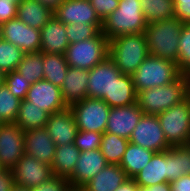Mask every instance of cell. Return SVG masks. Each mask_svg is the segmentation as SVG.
I'll use <instances>...</instances> for the list:
<instances>
[{"label":"cell","mask_w":190,"mask_h":191,"mask_svg":"<svg viewBox=\"0 0 190 191\" xmlns=\"http://www.w3.org/2000/svg\"><path fill=\"white\" fill-rule=\"evenodd\" d=\"M17 7L12 0H0V24H3L17 16Z\"/></svg>","instance_id":"42"},{"label":"cell","mask_w":190,"mask_h":191,"mask_svg":"<svg viewBox=\"0 0 190 191\" xmlns=\"http://www.w3.org/2000/svg\"><path fill=\"white\" fill-rule=\"evenodd\" d=\"M26 100L30 101L32 106L43 108L49 115L68 108L62 97L61 88L44 79L30 86Z\"/></svg>","instance_id":"14"},{"label":"cell","mask_w":190,"mask_h":191,"mask_svg":"<svg viewBox=\"0 0 190 191\" xmlns=\"http://www.w3.org/2000/svg\"><path fill=\"white\" fill-rule=\"evenodd\" d=\"M24 154V131L16 123H3L0 126V166L11 170Z\"/></svg>","instance_id":"11"},{"label":"cell","mask_w":190,"mask_h":191,"mask_svg":"<svg viewBox=\"0 0 190 191\" xmlns=\"http://www.w3.org/2000/svg\"><path fill=\"white\" fill-rule=\"evenodd\" d=\"M181 75L177 64L173 61L149 54L131 76L136 93H138L148 88L168 85Z\"/></svg>","instance_id":"5"},{"label":"cell","mask_w":190,"mask_h":191,"mask_svg":"<svg viewBox=\"0 0 190 191\" xmlns=\"http://www.w3.org/2000/svg\"><path fill=\"white\" fill-rule=\"evenodd\" d=\"M188 96V75L182 74L174 82L137 93V104L144 114L158 115L182 102Z\"/></svg>","instance_id":"4"},{"label":"cell","mask_w":190,"mask_h":191,"mask_svg":"<svg viewBox=\"0 0 190 191\" xmlns=\"http://www.w3.org/2000/svg\"><path fill=\"white\" fill-rule=\"evenodd\" d=\"M11 191H31V189L15 185Z\"/></svg>","instance_id":"50"},{"label":"cell","mask_w":190,"mask_h":191,"mask_svg":"<svg viewBox=\"0 0 190 191\" xmlns=\"http://www.w3.org/2000/svg\"><path fill=\"white\" fill-rule=\"evenodd\" d=\"M69 69L64 55L43 53V79L61 88Z\"/></svg>","instance_id":"30"},{"label":"cell","mask_w":190,"mask_h":191,"mask_svg":"<svg viewBox=\"0 0 190 191\" xmlns=\"http://www.w3.org/2000/svg\"><path fill=\"white\" fill-rule=\"evenodd\" d=\"M109 57L125 75H132L149 55L145 33L126 34L109 40Z\"/></svg>","instance_id":"1"},{"label":"cell","mask_w":190,"mask_h":191,"mask_svg":"<svg viewBox=\"0 0 190 191\" xmlns=\"http://www.w3.org/2000/svg\"><path fill=\"white\" fill-rule=\"evenodd\" d=\"M64 191H83L82 188L77 187V186H72V185H68Z\"/></svg>","instance_id":"49"},{"label":"cell","mask_w":190,"mask_h":191,"mask_svg":"<svg viewBox=\"0 0 190 191\" xmlns=\"http://www.w3.org/2000/svg\"><path fill=\"white\" fill-rule=\"evenodd\" d=\"M177 66L182 74L190 75V24H183L180 30Z\"/></svg>","instance_id":"37"},{"label":"cell","mask_w":190,"mask_h":191,"mask_svg":"<svg viewBox=\"0 0 190 191\" xmlns=\"http://www.w3.org/2000/svg\"><path fill=\"white\" fill-rule=\"evenodd\" d=\"M168 174L167 150L155 152L148 164L132 179L141 187L166 183Z\"/></svg>","instance_id":"21"},{"label":"cell","mask_w":190,"mask_h":191,"mask_svg":"<svg viewBox=\"0 0 190 191\" xmlns=\"http://www.w3.org/2000/svg\"><path fill=\"white\" fill-rule=\"evenodd\" d=\"M24 52L17 46L0 40V70L5 74L15 71L19 63L22 61Z\"/></svg>","instance_id":"35"},{"label":"cell","mask_w":190,"mask_h":191,"mask_svg":"<svg viewBox=\"0 0 190 191\" xmlns=\"http://www.w3.org/2000/svg\"><path fill=\"white\" fill-rule=\"evenodd\" d=\"M137 191H152V190H150L148 187L138 186V190Z\"/></svg>","instance_id":"52"},{"label":"cell","mask_w":190,"mask_h":191,"mask_svg":"<svg viewBox=\"0 0 190 191\" xmlns=\"http://www.w3.org/2000/svg\"><path fill=\"white\" fill-rule=\"evenodd\" d=\"M167 182H173L183 175L190 174V148L188 145L173 146L167 149Z\"/></svg>","instance_id":"27"},{"label":"cell","mask_w":190,"mask_h":191,"mask_svg":"<svg viewBox=\"0 0 190 191\" xmlns=\"http://www.w3.org/2000/svg\"><path fill=\"white\" fill-rule=\"evenodd\" d=\"M2 34H3V32H2V24H0V40L2 39Z\"/></svg>","instance_id":"54"},{"label":"cell","mask_w":190,"mask_h":191,"mask_svg":"<svg viewBox=\"0 0 190 191\" xmlns=\"http://www.w3.org/2000/svg\"><path fill=\"white\" fill-rule=\"evenodd\" d=\"M40 52L64 55L70 45L67 37L66 26L54 16L40 30Z\"/></svg>","instance_id":"20"},{"label":"cell","mask_w":190,"mask_h":191,"mask_svg":"<svg viewBox=\"0 0 190 191\" xmlns=\"http://www.w3.org/2000/svg\"><path fill=\"white\" fill-rule=\"evenodd\" d=\"M79 155L80 150L73 143L56 146L51 165L53 175L68 180L74 172Z\"/></svg>","instance_id":"25"},{"label":"cell","mask_w":190,"mask_h":191,"mask_svg":"<svg viewBox=\"0 0 190 191\" xmlns=\"http://www.w3.org/2000/svg\"><path fill=\"white\" fill-rule=\"evenodd\" d=\"M168 144L187 145L190 137V99L187 97L157 115Z\"/></svg>","instance_id":"7"},{"label":"cell","mask_w":190,"mask_h":191,"mask_svg":"<svg viewBox=\"0 0 190 191\" xmlns=\"http://www.w3.org/2000/svg\"><path fill=\"white\" fill-rule=\"evenodd\" d=\"M4 171V169L0 166V173H2Z\"/></svg>","instance_id":"57"},{"label":"cell","mask_w":190,"mask_h":191,"mask_svg":"<svg viewBox=\"0 0 190 191\" xmlns=\"http://www.w3.org/2000/svg\"><path fill=\"white\" fill-rule=\"evenodd\" d=\"M14 1L16 4H19L22 0H12Z\"/></svg>","instance_id":"55"},{"label":"cell","mask_w":190,"mask_h":191,"mask_svg":"<svg viewBox=\"0 0 190 191\" xmlns=\"http://www.w3.org/2000/svg\"><path fill=\"white\" fill-rule=\"evenodd\" d=\"M142 115L143 111L137 102L129 106L111 107L106 132L129 140Z\"/></svg>","instance_id":"16"},{"label":"cell","mask_w":190,"mask_h":191,"mask_svg":"<svg viewBox=\"0 0 190 191\" xmlns=\"http://www.w3.org/2000/svg\"><path fill=\"white\" fill-rule=\"evenodd\" d=\"M148 188L152 191H171L170 183H160L148 186Z\"/></svg>","instance_id":"47"},{"label":"cell","mask_w":190,"mask_h":191,"mask_svg":"<svg viewBox=\"0 0 190 191\" xmlns=\"http://www.w3.org/2000/svg\"><path fill=\"white\" fill-rule=\"evenodd\" d=\"M66 32L70 44L96 37L102 29V24H67Z\"/></svg>","instance_id":"36"},{"label":"cell","mask_w":190,"mask_h":191,"mask_svg":"<svg viewBox=\"0 0 190 191\" xmlns=\"http://www.w3.org/2000/svg\"><path fill=\"white\" fill-rule=\"evenodd\" d=\"M16 71L23 75L31 85L43 80V53H25Z\"/></svg>","instance_id":"33"},{"label":"cell","mask_w":190,"mask_h":191,"mask_svg":"<svg viewBox=\"0 0 190 191\" xmlns=\"http://www.w3.org/2000/svg\"><path fill=\"white\" fill-rule=\"evenodd\" d=\"M5 73L0 70V85L4 84L5 81Z\"/></svg>","instance_id":"51"},{"label":"cell","mask_w":190,"mask_h":191,"mask_svg":"<svg viewBox=\"0 0 190 191\" xmlns=\"http://www.w3.org/2000/svg\"><path fill=\"white\" fill-rule=\"evenodd\" d=\"M16 17L26 25L41 30L53 17V11L38 0H22Z\"/></svg>","instance_id":"24"},{"label":"cell","mask_w":190,"mask_h":191,"mask_svg":"<svg viewBox=\"0 0 190 191\" xmlns=\"http://www.w3.org/2000/svg\"><path fill=\"white\" fill-rule=\"evenodd\" d=\"M140 0H119L118 8L102 22L101 32L108 40L120 35L145 33L148 25Z\"/></svg>","instance_id":"3"},{"label":"cell","mask_w":190,"mask_h":191,"mask_svg":"<svg viewBox=\"0 0 190 191\" xmlns=\"http://www.w3.org/2000/svg\"><path fill=\"white\" fill-rule=\"evenodd\" d=\"M15 185L32 189L53 175L51 165L24 154L11 169Z\"/></svg>","instance_id":"12"},{"label":"cell","mask_w":190,"mask_h":191,"mask_svg":"<svg viewBox=\"0 0 190 191\" xmlns=\"http://www.w3.org/2000/svg\"><path fill=\"white\" fill-rule=\"evenodd\" d=\"M49 114L43 108L32 106L30 101L21 100L15 123L25 132L31 129L45 128Z\"/></svg>","instance_id":"29"},{"label":"cell","mask_w":190,"mask_h":191,"mask_svg":"<svg viewBox=\"0 0 190 191\" xmlns=\"http://www.w3.org/2000/svg\"><path fill=\"white\" fill-rule=\"evenodd\" d=\"M78 130L105 133L111 107L102 99L86 97L69 106Z\"/></svg>","instance_id":"8"},{"label":"cell","mask_w":190,"mask_h":191,"mask_svg":"<svg viewBox=\"0 0 190 191\" xmlns=\"http://www.w3.org/2000/svg\"><path fill=\"white\" fill-rule=\"evenodd\" d=\"M24 150L26 155L52 165L56 144L45 128L31 129L24 132Z\"/></svg>","instance_id":"18"},{"label":"cell","mask_w":190,"mask_h":191,"mask_svg":"<svg viewBox=\"0 0 190 191\" xmlns=\"http://www.w3.org/2000/svg\"><path fill=\"white\" fill-rule=\"evenodd\" d=\"M187 97L190 99V78H188V96Z\"/></svg>","instance_id":"53"},{"label":"cell","mask_w":190,"mask_h":191,"mask_svg":"<svg viewBox=\"0 0 190 191\" xmlns=\"http://www.w3.org/2000/svg\"><path fill=\"white\" fill-rule=\"evenodd\" d=\"M171 191H190V174L170 182Z\"/></svg>","instance_id":"45"},{"label":"cell","mask_w":190,"mask_h":191,"mask_svg":"<svg viewBox=\"0 0 190 191\" xmlns=\"http://www.w3.org/2000/svg\"><path fill=\"white\" fill-rule=\"evenodd\" d=\"M175 17L183 24H190V0H173Z\"/></svg>","instance_id":"43"},{"label":"cell","mask_w":190,"mask_h":191,"mask_svg":"<svg viewBox=\"0 0 190 191\" xmlns=\"http://www.w3.org/2000/svg\"><path fill=\"white\" fill-rule=\"evenodd\" d=\"M99 19L103 22L119 6V0H89Z\"/></svg>","instance_id":"40"},{"label":"cell","mask_w":190,"mask_h":191,"mask_svg":"<svg viewBox=\"0 0 190 191\" xmlns=\"http://www.w3.org/2000/svg\"><path fill=\"white\" fill-rule=\"evenodd\" d=\"M45 129L56 146L74 143L78 132L75 118L69 107L49 116Z\"/></svg>","instance_id":"19"},{"label":"cell","mask_w":190,"mask_h":191,"mask_svg":"<svg viewBox=\"0 0 190 191\" xmlns=\"http://www.w3.org/2000/svg\"><path fill=\"white\" fill-rule=\"evenodd\" d=\"M129 140L116 134L105 132L102 134L100 150L108 164L119 165Z\"/></svg>","instance_id":"32"},{"label":"cell","mask_w":190,"mask_h":191,"mask_svg":"<svg viewBox=\"0 0 190 191\" xmlns=\"http://www.w3.org/2000/svg\"><path fill=\"white\" fill-rule=\"evenodd\" d=\"M4 83L14 96L18 97L20 100L26 99L31 84L23 75L19 74L16 70L8 72L5 75Z\"/></svg>","instance_id":"38"},{"label":"cell","mask_w":190,"mask_h":191,"mask_svg":"<svg viewBox=\"0 0 190 191\" xmlns=\"http://www.w3.org/2000/svg\"><path fill=\"white\" fill-rule=\"evenodd\" d=\"M102 133L95 131L78 130L74 139V145L80 152L100 149Z\"/></svg>","instance_id":"39"},{"label":"cell","mask_w":190,"mask_h":191,"mask_svg":"<svg viewBox=\"0 0 190 191\" xmlns=\"http://www.w3.org/2000/svg\"><path fill=\"white\" fill-rule=\"evenodd\" d=\"M129 179L119 165L107 164L82 189L83 191H115Z\"/></svg>","instance_id":"23"},{"label":"cell","mask_w":190,"mask_h":191,"mask_svg":"<svg viewBox=\"0 0 190 191\" xmlns=\"http://www.w3.org/2000/svg\"><path fill=\"white\" fill-rule=\"evenodd\" d=\"M187 145H188V147L190 148V137H189V140H188Z\"/></svg>","instance_id":"56"},{"label":"cell","mask_w":190,"mask_h":191,"mask_svg":"<svg viewBox=\"0 0 190 191\" xmlns=\"http://www.w3.org/2000/svg\"><path fill=\"white\" fill-rule=\"evenodd\" d=\"M2 32L3 40L19 47L24 53L40 52V30L26 25L17 17L3 23Z\"/></svg>","instance_id":"13"},{"label":"cell","mask_w":190,"mask_h":191,"mask_svg":"<svg viewBox=\"0 0 190 191\" xmlns=\"http://www.w3.org/2000/svg\"><path fill=\"white\" fill-rule=\"evenodd\" d=\"M110 107L129 106L137 102V93L131 75L121 74L112 87V99H102Z\"/></svg>","instance_id":"28"},{"label":"cell","mask_w":190,"mask_h":191,"mask_svg":"<svg viewBox=\"0 0 190 191\" xmlns=\"http://www.w3.org/2000/svg\"><path fill=\"white\" fill-rule=\"evenodd\" d=\"M88 70L70 67L61 87L62 97L69 107L87 97Z\"/></svg>","instance_id":"22"},{"label":"cell","mask_w":190,"mask_h":191,"mask_svg":"<svg viewBox=\"0 0 190 191\" xmlns=\"http://www.w3.org/2000/svg\"><path fill=\"white\" fill-rule=\"evenodd\" d=\"M45 6L49 7L52 11H54L62 1L64 0H38Z\"/></svg>","instance_id":"48"},{"label":"cell","mask_w":190,"mask_h":191,"mask_svg":"<svg viewBox=\"0 0 190 191\" xmlns=\"http://www.w3.org/2000/svg\"><path fill=\"white\" fill-rule=\"evenodd\" d=\"M109 40L100 32L96 37L70 44L64 54L68 66L90 70L109 56Z\"/></svg>","instance_id":"6"},{"label":"cell","mask_w":190,"mask_h":191,"mask_svg":"<svg viewBox=\"0 0 190 191\" xmlns=\"http://www.w3.org/2000/svg\"><path fill=\"white\" fill-rule=\"evenodd\" d=\"M107 164L100 149L80 152L74 172L68 179L69 185L82 188Z\"/></svg>","instance_id":"17"},{"label":"cell","mask_w":190,"mask_h":191,"mask_svg":"<svg viewBox=\"0 0 190 191\" xmlns=\"http://www.w3.org/2000/svg\"><path fill=\"white\" fill-rule=\"evenodd\" d=\"M63 24H102L89 0H64L53 11Z\"/></svg>","instance_id":"15"},{"label":"cell","mask_w":190,"mask_h":191,"mask_svg":"<svg viewBox=\"0 0 190 191\" xmlns=\"http://www.w3.org/2000/svg\"><path fill=\"white\" fill-rule=\"evenodd\" d=\"M183 23L176 17L149 23L146 27L148 53L177 64L180 30Z\"/></svg>","instance_id":"2"},{"label":"cell","mask_w":190,"mask_h":191,"mask_svg":"<svg viewBox=\"0 0 190 191\" xmlns=\"http://www.w3.org/2000/svg\"><path fill=\"white\" fill-rule=\"evenodd\" d=\"M138 185L133 179L127 180L124 184L120 185L115 191H137Z\"/></svg>","instance_id":"46"},{"label":"cell","mask_w":190,"mask_h":191,"mask_svg":"<svg viewBox=\"0 0 190 191\" xmlns=\"http://www.w3.org/2000/svg\"><path fill=\"white\" fill-rule=\"evenodd\" d=\"M21 100L14 96L7 85H0V120L3 123H15Z\"/></svg>","instance_id":"34"},{"label":"cell","mask_w":190,"mask_h":191,"mask_svg":"<svg viewBox=\"0 0 190 191\" xmlns=\"http://www.w3.org/2000/svg\"><path fill=\"white\" fill-rule=\"evenodd\" d=\"M154 153L152 150L129 142L119 166L132 179L148 164Z\"/></svg>","instance_id":"26"},{"label":"cell","mask_w":190,"mask_h":191,"mask_svg":"<svg viewBox=\"0 0 190 191\" xmlns=\"http://www.w3.org/2000/svg\"><path fill=\"white\" fill-rule=\"evenodd\" d=\"M147 23L164 21L175 17L173 0H140Z\"/></svg>","instance_id":"31"},{"label":"cell","mask_w":190,"mask_h":191,"mask_svg":"<svg viewBox=\"0 0 190 191\" xmlns=\"http://www.w3.org/2000/svg\"><path fill=\"white\" fill-rule=\"evenodd\" d=\"M68 185L67 179L54 175L47 181L32 188L31 191H64Z\"/></svg>","instance_id":"41"},{"label":"cell","mask_w":190,"mask_h":191,"mask_svg":"<svg viewBox=\"0 0 190 191\" xmlns=\"http://www.w3.org/2000/svg\"><path fill=\"white\" fill-rule=\"evenodd\" d=\"M129 142L153 152H162L171 147L165 138L157 115L144 113L133 129Z\"/></svg>","instance_id":"9"},{"label":"cell","mask_w":190,"mask_h":191,"mask_svg":"<svg viewBox=\"0 0 190 191\" xmlns=\"http://www.w3.org/2000/svg\"><path fill=\"white\" fill-rule=\"evenodd\" d=\"M15 186V180L11 170L0 173V191H11Z\"/></svg>","instance_id":"44"},{"label":"cell","mask_w":190,"mask_h":191,"mask_svg":"<svg viewBox=\"0 0 190 191\" xmlns=\"http://www.w3.org/2000/svg\"><path fill=\"white\" fill-rule=\"evenodd\" d=\"M121 74L114 61L107 56L101 63L88 70L87 97L112 99L113 83Z\"/></svg>","instance_id":"10"}]
</instances>
